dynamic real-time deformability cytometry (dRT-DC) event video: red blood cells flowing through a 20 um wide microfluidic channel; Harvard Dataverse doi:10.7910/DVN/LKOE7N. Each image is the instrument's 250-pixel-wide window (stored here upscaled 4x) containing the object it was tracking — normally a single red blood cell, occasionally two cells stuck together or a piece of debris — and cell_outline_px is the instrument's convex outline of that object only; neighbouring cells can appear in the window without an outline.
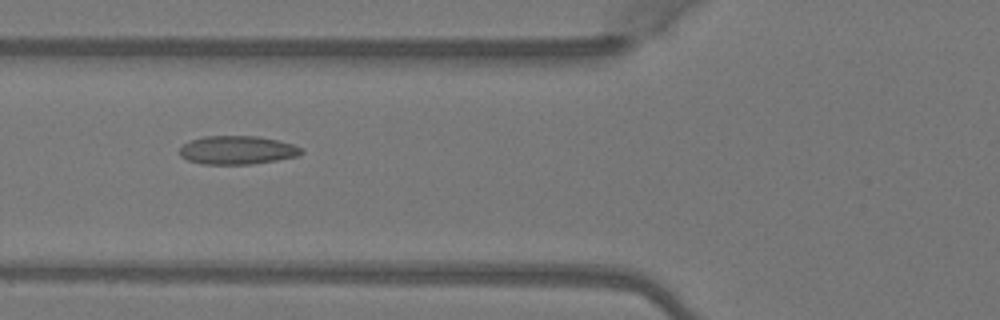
{"species": "Egyptian fruit bat (a non-hibernating species)", "species_latin": "Rousettus aegyptiacus", "temperature_condition": "warm", "stored_images_in_passage": 7, "camera_frame_rate_fps": 3000, "um_per_image_px": 0.085, "animal": {"sex": "female"}, "frame": {"image": 1, "passage_image": 5, "time_ms": 1.333, "image_size_px": [1000, 320], "cell_outline_px": [[304, 152], [300, 156], [252, 164], [200, 164], [188, 160], [180, 156], [180, 148], [184, 144], [192, 140], [204, 136], [256, 136], [276, 140], [292, 144], [304, 148]], "centroid_in_image_um": [20.2, 12.76], "position_along_channel_um": 105.6, "area_um2": 20.23}}
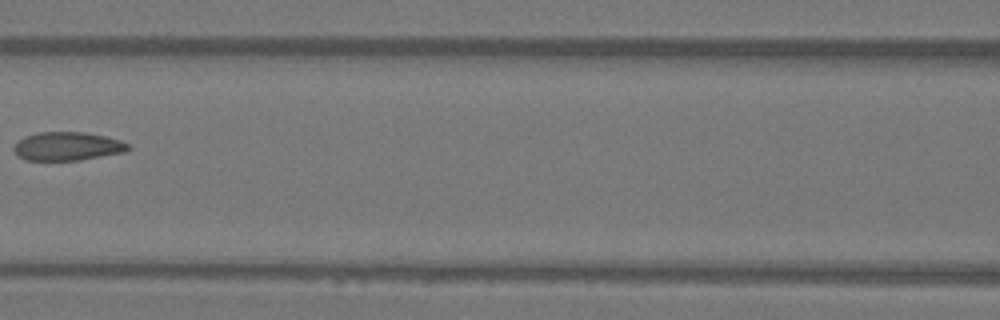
{"frame": {"image": 2, "passage_image": 6, "time_ms": 1.667, "image_size_px": [1000, 320], "cell_outline_px": [[132, 148], [124, 152], [80, 160], [24, 160], [12, 148], [20, 140], [28, 136], [40, 132], [84, 132], [104, 136], [120, 140], [128, 144]], "centroid_in_image_um": [5.77, 12.44], "position_along_channel_um": 160.8, "area_um2": 18.73}}
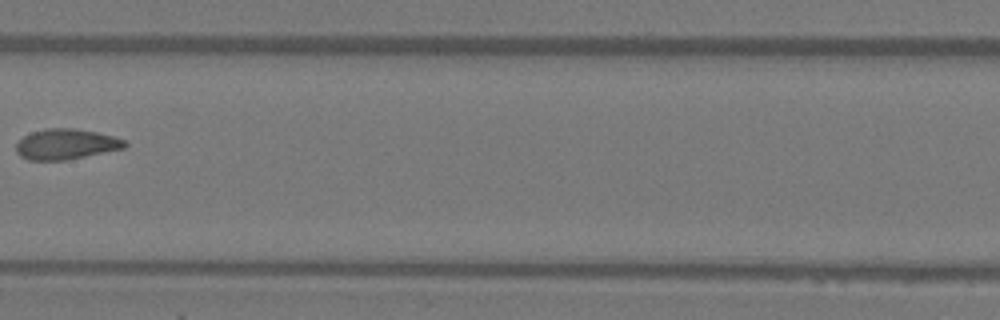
{"frame": {"image": 3, "passage_image": 7, "time_ms": 2.0, "image_size_px": [1000, 320], "cell_outline_px": [[128, 144], [124, 148], [68, 160], [28, 160], [20, 156], [16, 152], [16, 144], [24, 136], [32, 132], [48, 128], [76, 128], [96, 132], [112, 136], [124, 140]], "centroid_in_image_um": [5.6, 12.26], "position_along_channel_um": 201.8, "area_um2": 19.25}}